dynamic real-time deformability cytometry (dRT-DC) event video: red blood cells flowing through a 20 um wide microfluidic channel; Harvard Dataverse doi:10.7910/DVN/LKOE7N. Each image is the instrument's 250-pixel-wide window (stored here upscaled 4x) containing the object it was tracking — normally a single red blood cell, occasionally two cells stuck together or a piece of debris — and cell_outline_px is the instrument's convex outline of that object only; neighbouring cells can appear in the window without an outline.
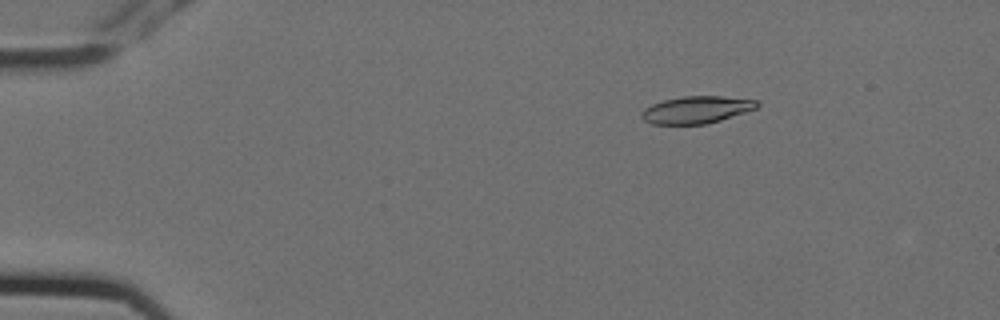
{"species": "Egyptian fruit bat (a non-hibernating species)", "species_latin": "Rousettus aegyptiacus", "temperature_condition": "cold", "stored_images_in_passage": 5, "camera_frame_rate_fps": 3000, "um_per_image_px": 0.085, "animal": {"sex": "female"}, "frame": {"image": 1, "passage_image": 2, "time_ms": 0.333, "image_size_px": [1000, 320], "cell_outline_px": [[760, 104], [756, 108], [720, 120], [704, 124], [652, 124], [644, 120], [640, 116], [640, 112], [644, 108], [652, 104], [664, 100], [684, 96], [724, 96], [756, 100]], "centroid_in_image_um": [59.16, 9.32], "position_along_channel_um": 25.8, "area_um2": 18.21}}